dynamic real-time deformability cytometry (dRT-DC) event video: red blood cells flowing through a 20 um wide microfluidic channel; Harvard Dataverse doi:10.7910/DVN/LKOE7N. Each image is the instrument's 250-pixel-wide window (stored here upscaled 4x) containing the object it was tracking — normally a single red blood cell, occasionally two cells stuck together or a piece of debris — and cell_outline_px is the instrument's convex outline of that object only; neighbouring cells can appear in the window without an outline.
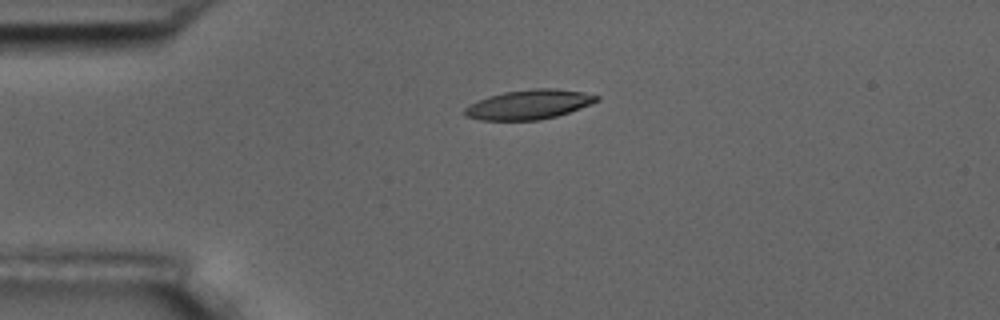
{"species": "common noctule bat (a hibernating species)", "species_latin": "Nyctalus noctula", "temperature_condition": "room temperature", "stored_images_in_passage": 3, "camera_frame_rate_fps": 3000, "um_per_image_px": 0.085, "animal": {"sex": "male", "body_mass_g": 17.5, "forearm_length_mm": 52.3}, "frame": {"image": 1, "passage_image": 3, "time_ms": 3.333, "image_size_px": [1000, 320], "cell_outline_px": [[600, 100], [592, 104], [556, 116], [540, 120], [480, 120], [464, 116], [464, 108], [468, 104], [488, 96], [504, 92], [532, 88], [556, 88], [584, 92], [600, 96]], "centroid_in_image_um": [44.95, 8.87], "position_along_channel_um": 40.0, "area_um2": 22.89}}